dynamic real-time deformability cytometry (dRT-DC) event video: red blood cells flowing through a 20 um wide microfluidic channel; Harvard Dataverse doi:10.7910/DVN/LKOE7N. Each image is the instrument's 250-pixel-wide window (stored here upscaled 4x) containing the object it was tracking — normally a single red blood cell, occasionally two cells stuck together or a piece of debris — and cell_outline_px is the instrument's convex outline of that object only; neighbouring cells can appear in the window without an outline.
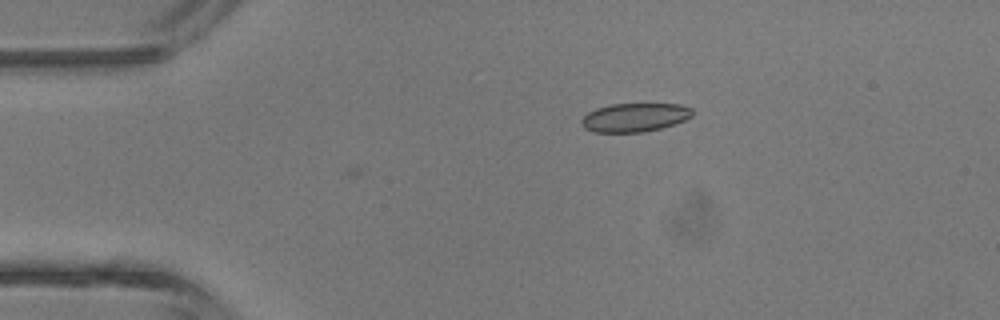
{"species": "common noctule bat (a hibernating species)", "species_latin": "Nyctalus noctula", "temperature_condition": "room temperature", "stored_images_in_passage": 3, "camera_frame_rate_fps": 3000, "um_per_image_px": 0.085, "animal": {"sex": "male", "body_mass_g": 13.3}, "frame": {"image": 1, "passage_image": 3, "time_ms": 0.667, "image_size_px": [1000, 320], "cell_outline_px": [[692, 116], [684, 120], [660, 128], [644, 132], [592, 132], [584, 128], [580, 120], [588, 112], [596, 108], [612, 104], [680, 104], [692, 108]], "centroid_in_image_um": [53.92, 9.98], "position_along_channel_um": 31.1, "area_um2": 18.44}}